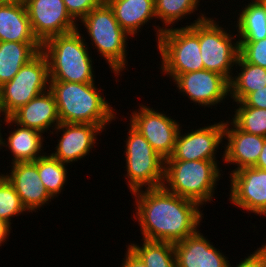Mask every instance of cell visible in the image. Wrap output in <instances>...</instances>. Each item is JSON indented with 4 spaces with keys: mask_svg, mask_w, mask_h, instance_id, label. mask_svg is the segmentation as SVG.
Masks as SVG:
<instances>
[{
    "mask_svg": "<svg viewBox=\"0 0 266 267\" xmlns=\"http://www.w3.org/2000/svg\"><path fill=\"white\" fill-rule=\"evenodd\" d=\"M242 9L236 10L233 27H236L238 41H258L266 38V0H248ZM245 5V6H244Z\"/></svg>",
    "mask_w": 266,
    "mask_h": 267,
    "instance_id": "24",
    "label": "cell"
},
{
    "mask_svg": "<svg viewBox=\"0 0 266 267\" xmlns=\"http://www.w3.org/2000/svg\"><path fill=\"white\" fill-rule=\"evenodd\" d=\"M1 115H2V116H1ZM0 117H3V118H0V151H1L2 136H3L2 131H4V130L2 129V128H4V127H2V126H4V125L1 124V123H4L3 121L6 120L7 116H5V114L0 110ZM1 130H2V131H1Z\"/></svg>",
    "mask_w": 266,
    "mask_h": 267,
    "instance_id": "38",
    "label": "cell"
},
{
    "mask_svg": "<svg viewBox=\"0 0 266 267\" xmlns=\"http://www.w3.org/2000/svg\"><path fill=\"white\" fill-rule=\"evenodd\" d=\"M7 127L13 131H7L9 134L2 136L1 148H5L12 155L11 164L18 162H33L36 159L44 156V141L45 136L42 132L21 126L15 123L10 117L4 121ZM11 151V152H10Z\"/></svg>",
    "mask_w": 266,
    "mask_h": 267,
    "instance_id": "19",
    "label": "cell"
},
{
    "mask_svg": "<svg viewBox=\"0 0 266 267\" xmlns=\"http://www.w3.org/2000/svg\"><path fill=\"white\" fill-rule=\"evenodd\" d=\"M7 0H0V6L3 5Z\"/></svg>",
    "mask_w": 266,
    "mask_h": 267,
    "instance_id": "40",
    "label": "cell"
},
{
    "mask_svg": "<svg viewBox=\"0 0 266 267\" xmlns=\"http://www.w3.org/2000/svg\"><path fill=\"white\" fill-rule=\"evenodd\" d=\"M219 160H165L163 187L197 202L202 208L215 200V190L225 171ZM223 173V174H222ZM214 199H213V198Z\"/></svg>",
    "mask_w": 266,
    "mask_h": 267,
    "instance_id": "4",
    "label": "cell"
},
{
    "mask_svg": "<svg viewBox=\"0 0 266 267\" xmlns=\"http://www.w3.org/2000/svg\"><path fill=\"white\" fill-rule=\"evenodd\" d=\"M205 12L197 13V18L189 25L164 30L158 41L160 71L172 81L177 75L204 69L200 53L199 21L207 18ZM185 26V27H184Z\"/></svg>",
    "mask_w": 266,
    "mask_h": 267,
    "instance_id": "6",
    "label": "cell"
},
{
    "mask_svg": "<svg viewBox=\"0 0 266 267\" xmlns=\"http://www.w3.org/2000/svg\"><path fill=\"white\" fill-rule=\"evenodd\" d=\"M28 213L13 185L3 175L0 178V222L12 230V219ZM12 218V219H11Z\"/></svg>",
    "mask_w": 266,
    "mask_h": 267,
    "instance_id": "30",
    "label": "cell"
},
{
    "mask_svg": "<svg viewBox=\"0 0 266 267\" xmlns=\"http://www.w3.org/2000/svg\"><path fill=\"white\" fill-rule=\"evenodd\" d=\"M214 19L217 18L208 15L207 18L199 21V43L203 66L205 70L217 72L230 81L236 71L234 66L239 56L238 36L234 33L235 28L232 32L228 26L225 27L220 24L221 21L217 22Z\"/></svg>",
    "mask_w": 266,
    "mask_h": 267,
    "instance_id": "8",
    "label": "cell"
},
{
    "mask_svg": "<svg viewBox=\"0 0 266 267\" xmlns=\"http://www.w3.org/2000/svg\"><path fill=\"white\" fill-rule=\"evenodd\" d=\"M48 60L40 51L29 60L11 81L0 87V110L9 117L34 97L49 90Z\"/></svg>",
    "mask_w": 266,
    "mask_h": 267,
    "instance_id": "9",
    "label": "cell"
},
{
    "mask_svg": "<svg viewBox=\"0 0 266 267\" xmlns=\"http://www.w3.org/2000/svg\"><path fill=\"white\" fill-rule=\"evenodd\" d=\"M80 31L81 28H77L51 37L42 44L41 51L48 60L50 81L96 82L94 57L92 59L90 47Z\"/></svg>",
    "mask_w": 266,
    "mask_h": 267,
    "instance_id": "3",
    "label": "cell"
},
{
    "mask_svg": "<svg viewBox=\"0 0 266 267\" xmlns=\"http://www.w3.org/2000/svg\"><path fill=\"white\" fill-rule=\"evenodd\" d=\"M229 202L241 211L266 217V170L243 168L229 174Z\"/></svg>",
    "mask_w": 266,
    "mask_h": 267,
    "instance_id": "14",
    "label": "cell"
},
{
    "mask_svg": "<svg viewBox=\"0 0 266 267\" xmlns=\"http://www.w3.org/2000/svg\"><path fill=\"white\" fill-rule=\"evenodd\" d=\"M246 255L235 266L230 264L229 267H266V256L258 248L252 254Z\"/></svg>",
    "mask_w": 266,
    "mask_h": 267,
    "instance_id": "34",
    "label": "cell"
},
{
    "mask_svg": "<svg viewBox=\"0 0 266 267\" xmlns=\"http://www.w3.org/2000/svg\"><path fill=\"white\" fill-rule=\"evenodd\" d=\"M224 120L185 131L182 125L176 137L172 155L165 160H217L218 150L224 148ZM222 146V147H220Z\"/></svg>",
    "mask_w": 266,
    "mask_h": 267,
    "instance_id": "12",
    "label": "cell"
},
{
    "mask_svg": "<svg viewBox=\"0 0 266 267\" xmlns=\"http://www.w3.org/2000/svg\"><path fill=\"white\" fill-rule=\"evenodd\" d=\"M177 93L188 97L195 106L207 107L221 105L230 98L229 80L223 75L209 70H198L194 72L177 75L173 80Z\"/></svg>",
    "mask_w": 266,
    "mask_h": 267,
    "instance_id": "11",
    "label": "cell"
},
{
    "mask_svg": "<svg viewBox=\"0 0 266 267\" xmlns=\"http://www.w3.org/2000/svg\"><path fill=\"white\" fill-rule=\"evenodd\" d=\"M82 23L81 26H79ZM78 23V28L84 25V29L89 36L93 49L97 50L104 61L107 62L109 69L115 74L114 77L122 76L124 70H128V52L127 41L132 37L127 34L119 25L115 18L114 12L109 4L105 1L98 7L92 9L84 18Z\"/></svg>",
    "mask_w": 266,
    "mask_h": 267,
    "instance_id": "5",
    "label": "cell"
},
{
    "mask_svg": "<svg viewBox=\"0 0 266 267\" xmlns=\"http://www.w3.org/2000/svg\"><path fill=\"white\" fill-rule=\"evenodd\" d=\"M3 175L13 185L22 205L30 213L38 212L54 200L48 193L37 170V159L33 162H18L10 165Z\"/></svg>",
    "mask_w": 266,
    "mask_h": 267,
    "instance_id": "17",
    "label": "cell"
},
{
    "mask_svg": "<svg viewBox=\"0 0 266 267\" xmlns=\"http://www.w3.org/2000/svg\"><path fill=\"white\" fill-rule=\"evenodd\" d=\"M32 31L43 44L51 37L76 30L78 23L67 12L63 0H23Z\"/></svg>",
    "mask_w": 266,
    "mask_h": 267,
    "instance_id": "13",
    "label": "cell"
},
{
    "mask_svg": "<svg viewBox=\"0 0 266 267\" xmlns=\"http://www.w3.org/2000/svg\"><path fill=\"white\" fill-rule=\"evenodd\" d=\"M139 108L128 116L129 123L150 143L153 149L164 159L169 158L174 150L175 141L182 124L158 108L139 104Z\"/></svg>",
    "mask_w": 266,
    "mask_h": 267,
    "instance_id": "10",
    "label": "cell"
},
{
    "mask_svg": "<svg viewBox=\"0 0 266 267\" xmlns=\"http://www.w3.org/2000/svg\"><path fill=\"white\" fill-rule=\"evenodd\" d=\"M41 50L40 42H0V87Z\"/></svg>",
    "mask_w": 266,
    "mask_h": 267,
    "instance_id": "23",
    "label": "cell"
},
{
    "mask_svg": "<svg viewBox=\"0 0 266 267\" xmlns=\"http://www.w3.org/2000/svg\"><path fill=\"white\" fill-rule=\"evenodd\" d=\"M55 132V133H54ZM105 132L99 125L81 123H60L50 133L61 135L58 137L55 151L49 153L60 162L71 165L88 156L95 144L97 136Z\"/></svg>",
    "mask_w": 266,
    "mask_h": 267,
    "instance_id": "15",
    "label": "cell"
},
{
    "mask_svg": "<svg viewBox=\"0 0 266 267\" xmlns=\"http://www.w3.org/2000/svg\"><path fill=\"white\" fill-rule=\"evenodd\" d=\"M129 126V127H128ZM125 142L124 179L130 193L144 188L163 186L165 159L162 158L130 123ZM126 173V174H125Z\"/></svg>",
    "mask_w": 266,
    "mask_h": 267,
    "instance_id": "7",
    "label": "cell"
},
{
    "mask_svg": "<svg viewBox=\"0 0 266 267\" xmlns=\"http://www.w3.org/2000/svg\"><path fill=\"white\" fill-rule=\"evenodd\" d=\"M258 249L266 256V243H263Z\"/></svg>",
    "mask_w": 266,
    "mask_h": 267,
    "instance_id": "39",
    "label": "cell"
},
{
    "mask_svg": "<svg viewBox=\"0 0 266 267\" xmlns=\"http://www.w3.org/2000/svg\"><path fill=\"white\" fill-rule=\"evenodd\" d=\"M121 28L132 38L156 19L154 0H106ZM149 22V23H148Z\"/></svg>",
    "mask_w": 266,
    "mask_h": 267,
    "instance_id": "22",
    "label": "cell"
},
{
    "mask_svg": "<svg viewBox=\"0 0 266 267\" xmlns=\"http://www.w3.org/2000/svg\"><path fill=\"white\" fill-rule=\"evenodd\" d=\"M126 253L124 255L120 267H147L144 262L128 247L126 246Z\"/></svg>",
    "mask_w": 266,
    "mask_h": 267,
    "instance_id": "35",
    "label": "cell"
},
{
    "mask_svg": "<svg viewBox=\"0 0 266 267\" xmlns=\"http://www.w3.org/2000/svg\"><path fill=\"white\" fill-rule=\"evenodd\" d=\"M11 233V229L9 227H7L4 223L0 222V247L2 246V244L6 243L7 239H9V235Z\"/></svg>",
    "mask_w": 266,
    "mask_h": 267,
    "instance_id": "37",
    "label": "cell"
},
{
    "mask_svg": "<svg viewBox=\"0 0 266 267\" xmlns=\"http://www.w3.org/2000/svg\"><path fill=\"white\" fill-rule=\"evenodd\" d=\"M9 117L21 126L38 130L43 134L47 132L49 135L48 131L52 132L61 123L55 97L50 90L34 97Z\"/></svg>",
    "mask_w": 266,
    "mask_h": 267,
    "instance_id": "20",
    "label": "cell"
},
{
    "mask_svg": "<svg viewBox=\"0 0 266 267\" xmlns=\"http://www.w3.org/2000/svg\"><path fill=\"white\" fill-rule=\"evenodd\" d=\"M106 0H63L67 12L78 23L92 9L100 6Z\"/></svg>",
    "mask_w": 266,
    "mask_h": 267,
    "instance_id": "32",
    "label": "cell"
},
{
    "mask_svg": "<svg viewBox=\"0 0 266 267\" xmlns=\"http://www.w3.org/2000/svg\"><path fill=\"white\" fill-rule=\"evenodd\" d=\"M140 244L133 242L128 246L147 267H177L173 243L140 239Z\"/></svg>",
    "mask_w": 266,
    "mask_h": 267,
    "instance_id": "27",
    "label": "cell"
},
{
    "mask_svg": "<svg viewBox=\"0 0 266 267\" xmlns=\"http://www.w3.org/2000/svg\"><path fill=\"white\" fill-rule=\"evenodd\" d=\"M224 120V151L222 162L235 165V169H230L233 173L243 168L255 167L266 137L250 134L240 130L228 117ZM237 166V167H236Z\"/></svg>",
    "mask_w": 266,
    "mask_h": 267,
    "instance_id": "16",
    "label": "cell"
},
{
    "mask_svg": "<svg viewBox=\"0 0 266 267\" xmlns=\"http://www.w3.org/2000/svg\"><path fill=\"white\" fill-rule=\"evenodd\" d=\"M39 42L23 0H7L0 6V42Z\"/></svg>",
    "mask_w": 266,
    "mask_h": 267,
    "instance_id": "21",
    "label": "cell"
},
{
    "mask_svg": "<svg viewBox=\"0 0 266 267\" xmlns=\"http://www.w3.org/2000/svg\"><path fill=\"white\" fill-rule=\"evenodd\" d=\"M68 166L53 158L49 153L37 159L40 180L54 199H58V196L63 193L64 185L68 182Z\"/></svg>",
    "mask_w": 266,
    "mask_h": 267,
    "instance_id": "28",
    "label": "cell"
},
{
    "mask_svg": "<svg viewBox=\"0 0 266 267\" xmlns=\"http://www.w3.org/2000/svg\"><path fill=\"white\" fill-rule=\"evenodd\" d=\"M239 67V68H238ZM236 71L230 84L231 103L243 101L250 93L266 86V68L246 62L240 55L237 58Z\"/></svg>",
    "mask_w": 266,
    "mask_h": 267,
    "instance_id": "25",
    "label": "cell"
},
{
    "mask_svg": "<svg viewBox=\"0 0 266 267\" xmlns=\"http://www.w3.org/2000/svg\"><path fill=\"white\" fill-rule=\"evenodd\" d=\"M255 167L266 170V138Z\"/></svg>",
    "mask_w": 266,
    "mask_h": 267,
    "instance_id": "36",
    "label": "cell"
},
{
    "mask_svg": "<svg viewBox=\"0 0 266 267\" xmlns=\"http://www.w3.org/2000/svg\"><path fill=\"white\" fill-rule=\"evenodd\" d=\"M236 107L231 121L244 132L266 137V108Z\"/></svg>",
    "mask_w": 266,
    "mask_h": 267,
    "instance_id": "29",
    "label": "cell"
},
{
    "mask_svg": "<svg viewBox=\"0 0 266 267\" xmlns=\"http://www.w3.org/2000/svg\"><path fill=\"white\" fill-rule=\"evenodd\" d=\"M131 195L136 211L133 221L138 222L142 239L175 244L195 234L202 225V207L163 186L136 190Z\"/></svg>",
    "mask_w": 266,
    "mask_h": 267,
    "instance_id": "1",
    "label": "cell"
},
{
    "mask_svg": "<svg viewBox=\"0 0 266 267\" xmlns=\"http://www.w3.org/2000/svg\"><path fill=\"white\" fill-rule=\"evenodd\" d=\"M154 5L156 19L162 23V27L159 24L152 26L155 29L153 31L156 32L155 42L158 41L164 30L169 29L170 26L173 28L176 24L178 25L179 21L183 22L182 19L186 20L192 14L196 15L195 12L200 9L199 0H154Z\"/></svg>",
    "mask_w": 266,
    "mask_h": 267,
    "instance_id": "26",
    "label": "cell"
},
{
    "mask_svg": "<svg viewBox=\"0 0 266 267\" xmlns=\"http://www.w3.org/2000/svg\"><path fill=\"white\" fill-rule=\"evenodd\" d=\"M200 231L174 244L177 267H229V258Z\"/></svg>",
    "mask_w": 266,
    "mask_h": 267,
    "instance_id": "18",
    "label": "cell"
},
{
    "mask_svg": "<svg viewBox=\"0 0 266 267\" xmlns=\"http://www.w3.org/2000/svg\"><path fill=\"white\" fill-rule=\"evenodd\" d=\"M95 83L50 81L49 90L55 97L61 123L94 124L107 131L106 125L115 121L117 110Z\"/></svg>",
    "mask_w": 266,
    "mask_h": 267,
    "instance_id": "2",
    "label": "cell"
},
{
    "mask_svg": "<svg viewBox=\"0 0 266 267\" xmlns=\"http://www.w3.org/2000/svg\"><path fill=\"white\" fill-rule=\"evenodd\" d=\"M239 55L248 63L266 68V38L258 41H238Z\"/></svg>",
    "mask_w": 266,
    "mask_h": 267,
    "instance_id": "31",
    "label": "cell"
},
{
    "mask_svg": "<svg viewBox=\"0 0 266 267\" xmlns=\"http://www.w3.org/2000/svg\"><path fill=\"white\" fill-rule=\"evenodd\" d=\"M236 104L235 106L266 108V86L250 93L243 101L236 102Z\"/></svg>",
    "mask_w": 266,
    "mask_h": 267,
    "instance_id": "33",
    "label": "cell"
}]
</instances>
